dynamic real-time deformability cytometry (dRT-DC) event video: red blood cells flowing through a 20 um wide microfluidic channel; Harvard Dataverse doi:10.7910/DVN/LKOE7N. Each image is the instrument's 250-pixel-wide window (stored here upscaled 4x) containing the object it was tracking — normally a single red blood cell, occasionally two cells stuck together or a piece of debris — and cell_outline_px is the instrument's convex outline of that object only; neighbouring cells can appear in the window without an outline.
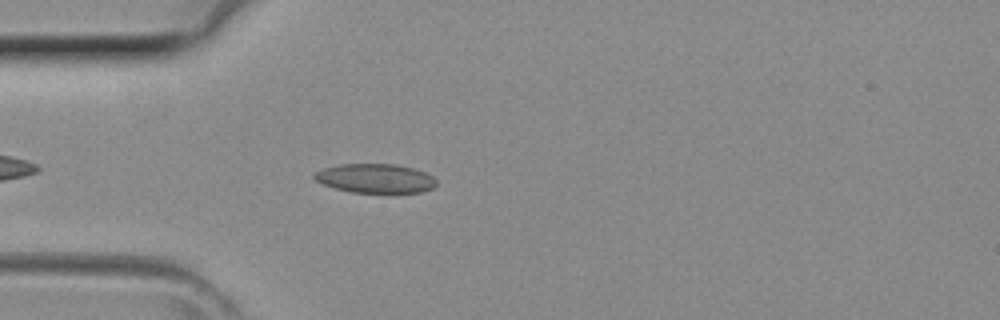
{"species": "common noctule bat (a hibernating species)", "species_latin": "Nyctalus noctula", "temperature_condition": "room temperature", "stored_images_in_passage": 27, "camera_frame_rate_fps": 3000, "um_per_image_px": 0.085, "animal": {"sex": "female", "body_mass_g": 29.2, "forearm_length_mm": 56.3}, "frame": {"image": 1, "passage_image": 3, "time_ms": 0.667, "image_size_px": [1000, 320], "cell_outline_px": [[436, 184], [432, 188], [420, 192], [352, 192], [336, 188], [324, 184], [316, 180], [312, 176], [316, 172], [324, 168], [340, 164], [396, 164], [412, 168], [424, 172], [432, 176], [436, 180]], "centroid_in_image_um": [31.9, 15.15], "position_along_channel_um": 53.1, "area_um2": 20.4}}
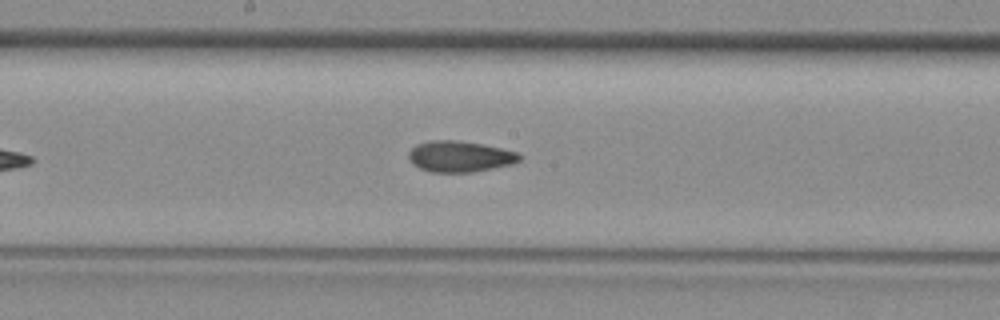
{"frame": {"image": 2, "passage_image": 13, "time_ms": 4.0, "image_size_px": [1000, 320], "cell_outline_px": [[520, 160], [512, 164], [472, 172], [432, 172], [420, 168], [412, 164], [408, 156], [408, 152], [416, 144], [432, 140], [456, 140], [480, 144], [520, 152]], "centroid_in_image_um": [39.07, 13.3], "position_along_channel_um": 209.1, "area_um2": 19.94}}
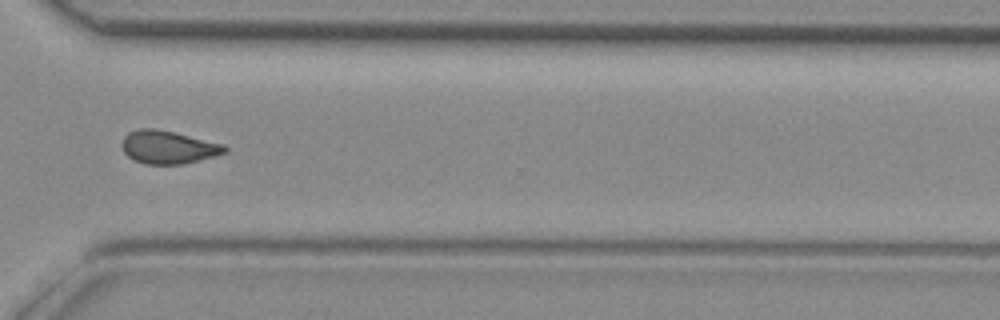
{"frame": {"image": 3, "passage_image": 22, "time_ms": 7.0, "image_size_px": [1000, 320], "cell_outline_px": [[228, 152], [184, 164], [144, 164], [132, 160], [124, 152], [120, 144], [124, 136], [128, 132], [140, 128], [152, 128], [172, 132], [224, 144], [228, 148]], "centroid_in_image_um": [14.26, 12.52], "position_along_channel_um": 356.3, "area_um2": 19.83}}